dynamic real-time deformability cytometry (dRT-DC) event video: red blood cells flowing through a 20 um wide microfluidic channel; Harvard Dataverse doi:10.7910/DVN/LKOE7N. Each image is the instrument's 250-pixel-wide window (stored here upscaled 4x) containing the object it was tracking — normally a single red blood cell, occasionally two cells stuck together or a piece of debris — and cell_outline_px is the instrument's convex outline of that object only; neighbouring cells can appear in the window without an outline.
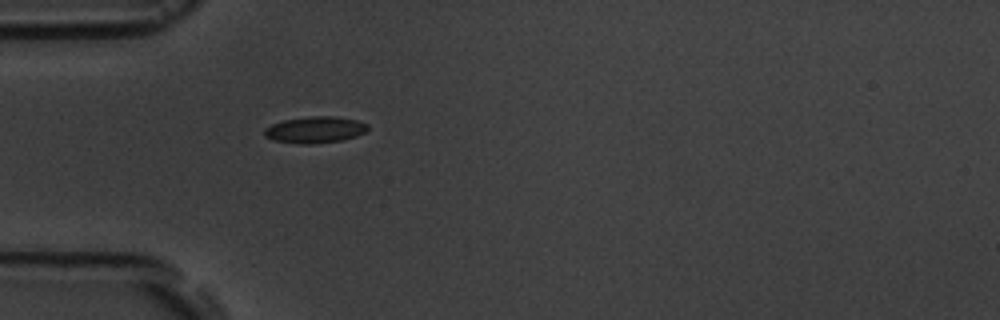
{"species": "common noctule bat (a hibernating species)", "species_latin": "Nyctalus noctula", "temperature_condition": "room temperature", "stored_images_in_passage": 1, "camera_frame_rate_fps": 3000, "um_per_image_px": 0.085, "animal": {"sex": "male", "body_mass_g": 19.5, "forearm_length_mm": 54.6}, "frame": {"image": 1, "passage_image": 1, "time_ms": 0.0, "image_size_px": [1000, 320], "cell_outline_px": [[368, 128], [364, 132], [356, 136], [344, 140], [312, 144], [300, 144], [272, 140], [264, 136], [264, 128], [272, 124], [284, 120], [312, 116], [336, 116], [356, 120], [368, 124]], "centroid_in_image_um": [26.77, 11.03], "position_along_channel_um": 58.2, "area_um2": 16.01}}